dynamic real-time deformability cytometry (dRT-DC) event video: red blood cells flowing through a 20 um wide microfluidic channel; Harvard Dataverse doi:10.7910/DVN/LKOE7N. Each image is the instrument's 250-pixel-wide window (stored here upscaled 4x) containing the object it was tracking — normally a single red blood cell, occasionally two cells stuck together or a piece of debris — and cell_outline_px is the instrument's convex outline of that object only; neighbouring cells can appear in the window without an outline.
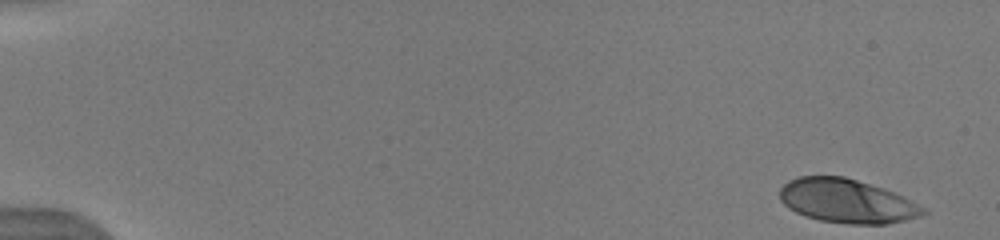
{"species": "human", "species_latin": "Homo sapiens", "temperature_condition": "warm", "stored_images_in_passage": 13, "camera_frame_rate_fps": 3000, "um_per_image_px": 0.085, "donor": {"sex": "male"}, "frame": {"image": 1, "passage_image": 1, "time_ms": 0.0, "image_size_px": [1000, 240], "cell_outline_px": [[928, 212], [920, 216], [888, 224], [848, 224], [820, 220], [804, 216], [788, 208], [780, 200], [780, 188], [788, 180], [800, 176], [844, 176], [884, 188], [896, 192], [904, 196], [924, 208]], "centroid_in_image_um": [71.98, 17.08], "position_along_channel_um": 13.0, "area_um2": 36.82}}
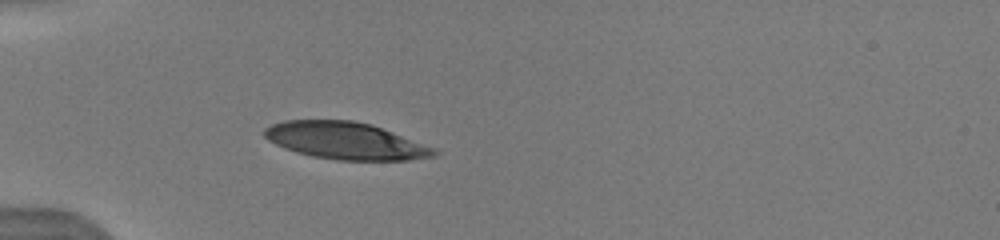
{"frame": {"image": 2, "passage_image": 10, "time_ms": 4.667, "image_size_px": [1000, 240], "cell_outline_px": [[440, 152], [436, 156], [408, 160], [336, 160], [312, 156], [296, 152], [284, 148], [268, 140], [264, 136], [264, 128], [272, 124], [284, 120], [352, 120], [372, 124], [436, 148]], "centroid_in_image_um": [29.39, 11.96], "position_along_channel_um": 55.6, "area_um2": 36.82}}